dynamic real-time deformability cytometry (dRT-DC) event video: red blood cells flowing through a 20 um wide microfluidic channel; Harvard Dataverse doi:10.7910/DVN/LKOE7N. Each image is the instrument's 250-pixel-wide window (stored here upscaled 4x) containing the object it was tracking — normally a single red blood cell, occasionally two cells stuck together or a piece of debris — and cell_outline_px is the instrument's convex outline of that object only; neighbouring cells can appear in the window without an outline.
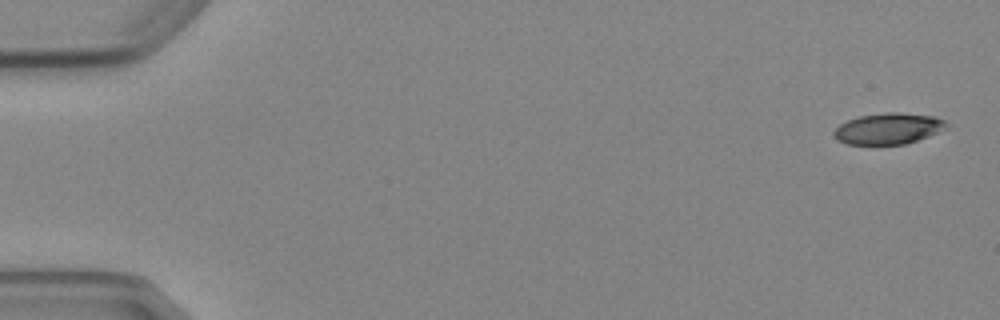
{"species": "Egyptian fruit bat (a non-hibernating species)", "species_latin": "Rousettus aegyptiacus", "temperature_condition": "cold", "stored_images_in_passage": 5, "camera_frame_rate_fps": 3000, "um_per_image_px": 0.085, "animal": {"sex": "female"}, "frame": {"image": 1, "passage_image": 1, "time_ms": 0.0, "image_size_px": [1000, 320], "cell_outline_px": [[948, 128], [928, 136], [904, 144], [848, 144], [836, 140], [832, 136], [832, 132], [840, 124], [848, 120], [860, 116], [884, 112], [896, 112], [936, 116], [944, 120], [948, 124]], "centroid_in_image_um": [75.5, 10.92], "position_along_channel_um": 9.5, "area_um2": 20.46}}